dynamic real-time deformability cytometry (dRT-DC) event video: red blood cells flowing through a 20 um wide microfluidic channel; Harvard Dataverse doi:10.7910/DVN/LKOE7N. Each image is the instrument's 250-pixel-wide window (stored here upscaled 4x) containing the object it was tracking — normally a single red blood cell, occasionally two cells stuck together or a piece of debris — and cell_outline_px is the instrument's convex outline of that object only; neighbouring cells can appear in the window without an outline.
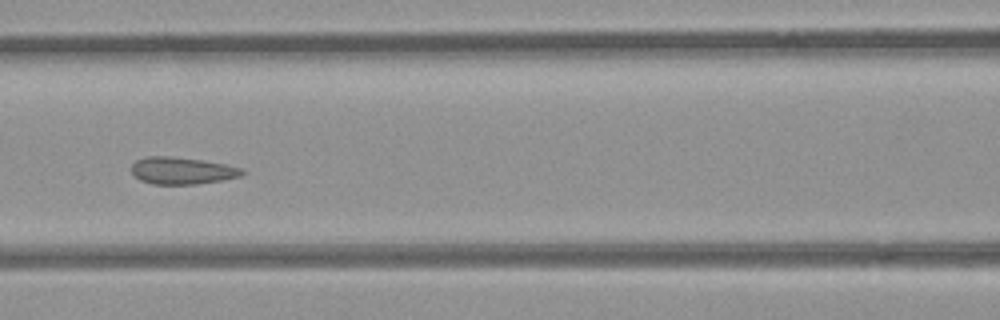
{"species": "common noctule bat (a hibernating species)", "species_latin": "Nyctalus noctula", "temperature_condition": "room temperature", "stored_images_in_passage": 6, "camera_frame_rate_fps": 3000, "um_per_image_px": 0.085, "animal": {"sex": "female", "body_mass_g": 21.9}, "frame": {"image": 1, "passage_image": 6, "time_ms": 6.667, "image_size_px": [1000, 320], "cell_outline_px": [[248, 172], [240, 176], [224, 180], [196, 184], [152, 184], [140, 180], [132, 172], [132, 164], [136, 160], [144, 156], [172, 156], [200, 160], [224, 164], [244, 168]], "centroid_in_image_um": [15.5, 14.5], "position_along_channel_um": 151.1, "area_um2": 17.57}}